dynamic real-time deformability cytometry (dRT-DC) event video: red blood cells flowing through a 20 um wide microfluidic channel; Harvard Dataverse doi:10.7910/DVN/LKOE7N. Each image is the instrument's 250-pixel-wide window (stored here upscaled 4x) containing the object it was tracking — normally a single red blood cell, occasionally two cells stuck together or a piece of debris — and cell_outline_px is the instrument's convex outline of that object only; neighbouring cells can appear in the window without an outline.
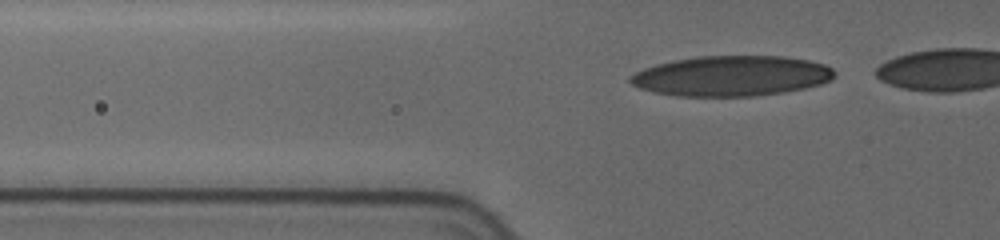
{"species": "human", "species_latin": "Homo sapiens", "temperature_condition": "cold", "stored_images_in_passage": 57, "camera_frame_rate_fps": 3000, "um_per_image_px": 0.085, "donor": {"sex": "female"}, "frame": {"image": 1, "passage_image": 11, "time_ms": 1.667, "image_size_px": [1000, 240], "cell_outline_px": [[836, 76], [832, 80], [820, 84], [804, 88], [784, 92], [756, 96], [676, 96], [652, 92], [640, 88], [632, 84], [628, 80], [628, 76], [644, 68], [656, 64], [676, 60], [700, 56], [780, 56], [808, 60], [824, 64], [832, 68], [836, 72]], "centroid_in_image_um": [62.18, 6.46], "position_along_channel_um": 63.6, "area_um2": 48.09}}
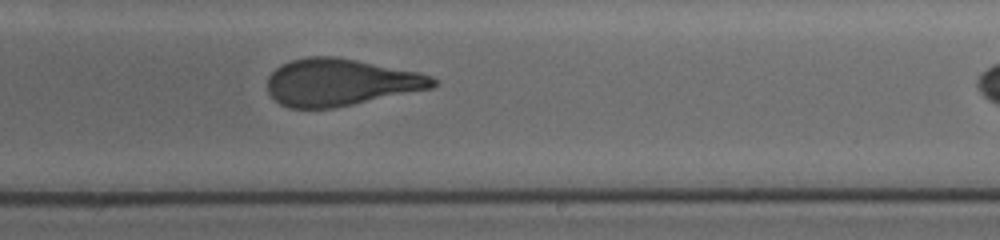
{"frame": {"image": 2, "passage_image": 36, "time_ms": 7.333, "image_size_px": [1000, 240], "cell_outline_px": [[440, 84], [432, 88], [332, 108], [288, 108], [280, 104], [268, 92], [268, 76], [276, 68], [292, 60], [308, 56], [336, 56], [420, 72], [432, 76], [440, 80]], "centroid_in_image_um": [28.98, 6.99], "position_along_channel_um": 260.0, "area_um2": 45.37}}
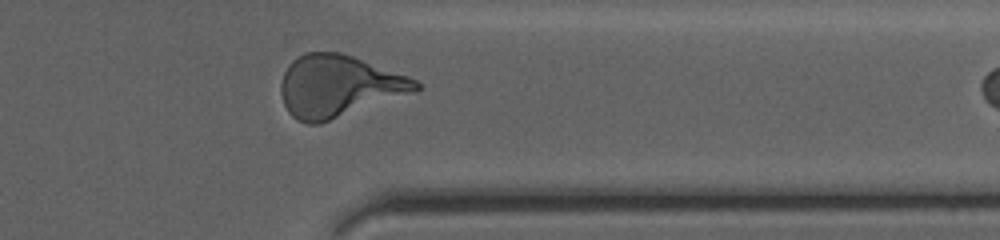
{"frame": {"image": 3, "passage_image": 53, "time_ms": 10.667, "image_size_px": [1000, 240], "cell_outline_px": [[420, 88], [416, 92], [320, 124], [308, 124], [296, 120], [288, 112], [284, 104], [280, 92], [280, 84], [284, 72], [292, 60], [304, 52], [340, 52], [352, 56], [408, 76], [416, 80], [420, 84]], "centroid_in_image_um": [28.76, 7.34], "position_along_channel_um": 382.6, "area_um2": 48.78}}